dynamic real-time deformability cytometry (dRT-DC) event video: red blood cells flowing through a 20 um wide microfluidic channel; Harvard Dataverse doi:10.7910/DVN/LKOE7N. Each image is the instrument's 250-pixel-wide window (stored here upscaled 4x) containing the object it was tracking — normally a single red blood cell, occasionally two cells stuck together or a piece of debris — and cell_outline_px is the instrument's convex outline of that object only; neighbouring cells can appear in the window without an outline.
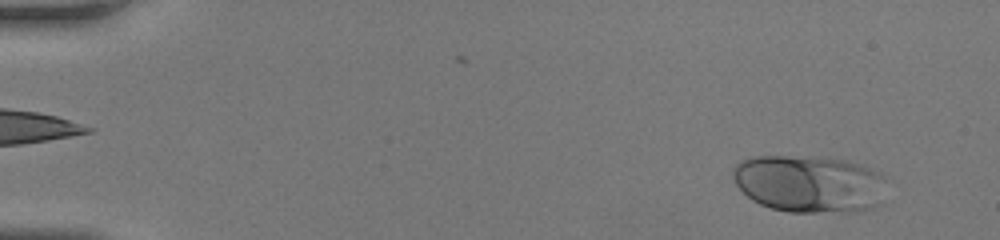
{"species": "human", "species_latin": "Homo sapiens", "temperature_condition": "room temperature", "stored_images_in_passage": 44, "camera_frame_rate_fps": 3000, "um_per_image_px": 0.085, "donor": {"sex": "female"}, "frame": {"image": 1, "passage_image": 3, "time_ms": 0.667, "image_size_px": [1000, 240], "cell_outline_px": [[884, 180], [880, 204], [872, 208], [856, 212], [788, 212], [772, 208], [760, 204], [752, 200], [736, 184], [732, 176], [732, 168], [736, 164], [752, 156], [788, 156], [848, 160], [860, 164], [876, 172]], "centroid_in_image_um": [68.75, 15.64], "position_along_channel_um": 16.3, "area_um2": 51.1}}
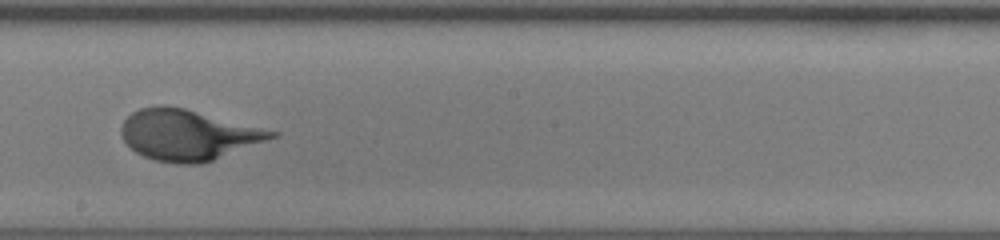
{"frame": {"image": 2, "passage_image": 26, "time_ms": 8.333, "image_size_px": [1000, 240], "cell_outline_px": [[280, 132], [276, 136], [212, 160], [200, 164], [176, 164], [152, 160], [136, 152], [124, 140], [120, 132], [120, 128], [124, 120], [132, 112], [140, 108], [156, 104], [164, 104], [184, 108]], "centroid_in_image_um": [15.91, 11.45], "position_along_channel_um": 232.3, "area_um2": 44.04}}
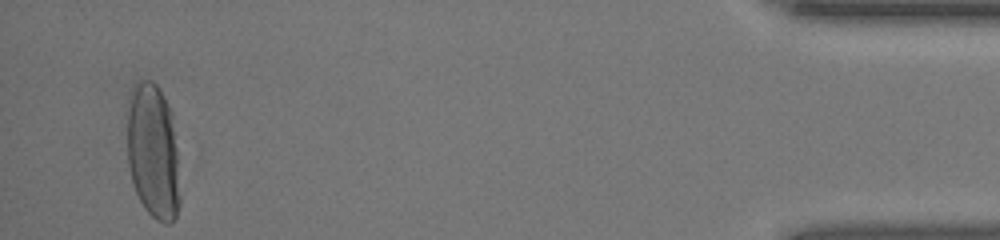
{"frame": {"image": 3, "passage_image": 43, "time_ms": 14.0, "image_size_px": [1000, 240], "cell_outline_px": [[180, 204], [176, 216], [168, 224], [164, 224], [156, 220], [144, 208], [132, 184], [128, 164], [128, 112], [132, 88], [140, 80], [152, 80], [156, 84], [164, 96], [172, 112], [176, 148], [180, 196]], "centroid_in_image_um": [13.02, 12.91], "position_along_channel_um": 422.2, "area_um2": 41.67}}